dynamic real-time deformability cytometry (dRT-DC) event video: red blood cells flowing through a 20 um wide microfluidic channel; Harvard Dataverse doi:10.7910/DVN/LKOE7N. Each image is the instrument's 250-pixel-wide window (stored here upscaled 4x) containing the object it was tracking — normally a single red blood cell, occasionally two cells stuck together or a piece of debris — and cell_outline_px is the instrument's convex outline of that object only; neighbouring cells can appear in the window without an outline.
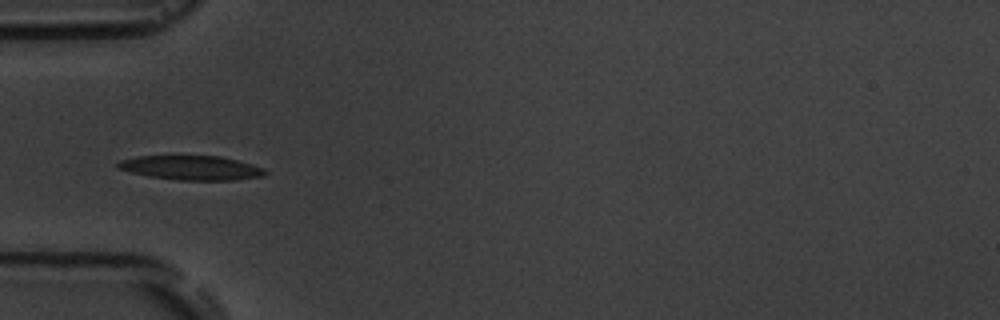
{"species": "common noctule bat (a hibernating species)", "species_latin": "Nyctalus noctula", "temperature_condition": "room temperature", "stored_images_in_passage": 10, "camera_frame_rate_fps": 3000, "um_per_image_px": 0.085, "animal": {"sex": "male", "body_mass_g": 19.5, "forearm_length_mm": 54.6}, "frame": {"image": 1, "passage_image": 4, "time_ms": 3.333, "image_size_px": [1000, 320], "cell_outline_px": [[268, 172], [264, 176], [236, 180], [180, 180], [148, 176], [116, 168], [116, 164], [120, 160], [136, 156], [220, 156], [252, 164], [264, 168]], "centroid_in_image_um": [16.27, 14.26], "position_along_channel_um": 68.7, "area_um2": 20.87}}
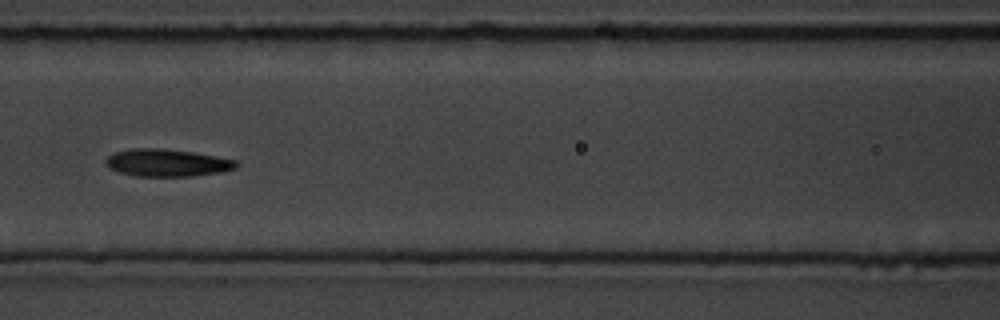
{"frame": {"image": 2, "passage_image": 6, "time_ms": 5.667, "image_size_px": [1000, 320], "cell_outline_px": [[240, 164], [236, 168], [224, 172], [192, 176], [136, 176], [120, 172], [108, 168], [104, 164], [104, 160], [112, 152], [132, 148], [160, 148], [192, 152], [216, 156], [236, 160]], "centroid_in_image_um": [14.19, 13.83], "position_along_channel_um": 152.4, "area_um2": 21.1}}
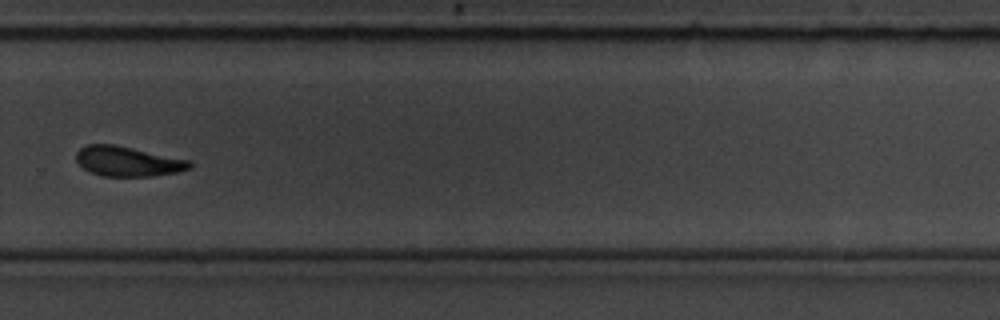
{"frame": {"image": 3, "passage_image": 10, "time_ms": 10.333, "image_size_px": [1000, 320], "cell_outline_px": [[192, 168], [176, 172], [152, 176], [104, 176], [92, 172], [84, 168], [76, 160], [76, 152], [84, 144], [112, 144], [192, 160]], "centroid_in_image_um": [10.88, 13.71], "position_along_channel_um": 318.9, "area_um2": 19.71}}